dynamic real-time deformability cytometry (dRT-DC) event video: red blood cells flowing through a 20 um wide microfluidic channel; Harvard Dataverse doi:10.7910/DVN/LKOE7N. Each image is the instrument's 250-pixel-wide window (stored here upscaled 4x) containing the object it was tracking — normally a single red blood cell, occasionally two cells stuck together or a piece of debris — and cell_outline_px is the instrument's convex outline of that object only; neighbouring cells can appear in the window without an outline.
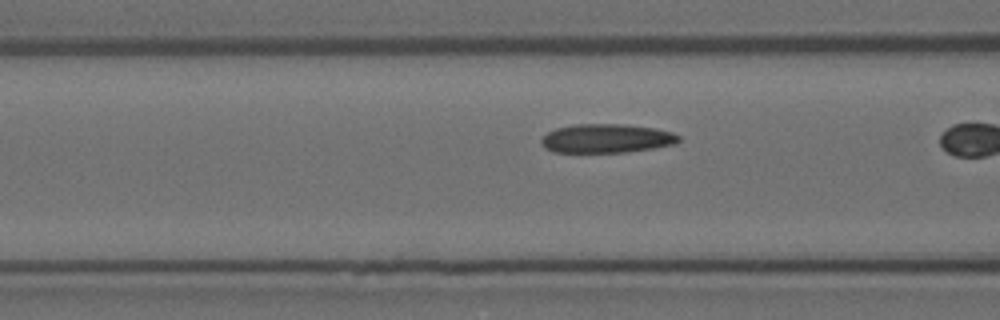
{"species": "Egyptian fruit bat (a non-hibernating species)", "species_latin": "Rousettus aegyptiacus", "temperature_condition": "room temperature", "stored_images_in_passage": 18, "camera_frame_rate_fps": 3000, "um_per_image_px": 0.085, "animal": {"sex": "female"}, "frame": {"image": 1, "passage_image": 17, "time_ms": 5.333, "image_size_px": [1000, 320], "cell_outline_px": [[680, 140], [676, 144], [652, 148], [624, 152], [552, 152], [544, 148], [540, 140], [548, 132], [556, 128], [576, 124], [624, 124], [656, 128], [672, 132], [680, 136]], "centroid_in_image_um": [51.56, 11.76], "position_along_channel_um": 115.0, "area_um2": 23.18}}